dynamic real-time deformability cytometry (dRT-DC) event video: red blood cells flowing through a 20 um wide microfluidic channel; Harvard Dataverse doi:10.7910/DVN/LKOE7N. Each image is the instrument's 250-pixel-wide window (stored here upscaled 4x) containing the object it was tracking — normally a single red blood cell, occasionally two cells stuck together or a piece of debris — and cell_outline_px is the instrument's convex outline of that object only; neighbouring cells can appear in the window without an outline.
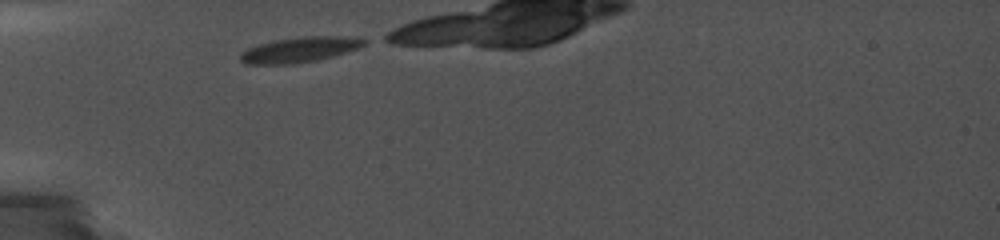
{"species": "common noctule bat (a hibernating species)", "species_latin": "Nyctalus noctula", "temperature_condition": "cold", "stored_images_in_passage": 14, "camera_frame_rate_fps": 5000, "um_per_image_px": 0.085, "animal": {"sex": "female", "body_mass_g": 19.0, "forearm_length_mm": 56.7}, "frame": {"image": 1, "passage_image": 1, "time_ms": 0.0, "image_size_px": [1000, 240], "cell_outline_px": [[368, 40], [364, 44], [356, 48], [332, 56], [316, 60], [292, 64], [248, 64], [240, 60], [240, 56], [248, 48], [260, 44], [276, 40], [300, 36], [336, 36]], "centroid_in_image_um": [25.43, 4.22], "position_along_channel_um": 59.6, "area_um2": 17.69}}
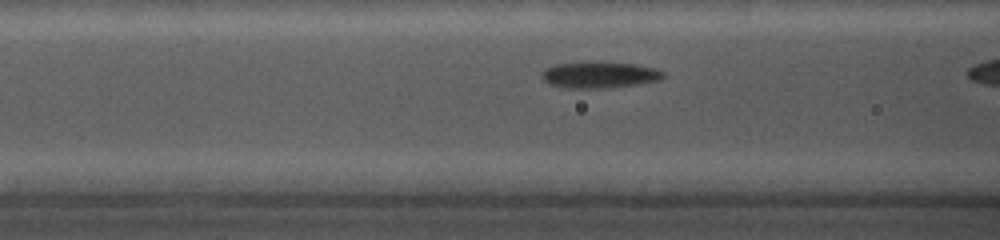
{"frame": {"image": 2, "passage_image": 11, "time_ms": 1.8, "image_size_px": [1000, 240], "cell_outline_px": [[664, 76], [660, 80], [636, 84], [604, 88], [568, 88], [548, 84], [544, 80], [540, 72], [544, 68], [556, 64], [632, 64], [652, 68], [664, 72]], "centroid_in_image_um": [50.91, 6.4], "position_along_channel_um": 115.7, "area_um2": 17.74}}